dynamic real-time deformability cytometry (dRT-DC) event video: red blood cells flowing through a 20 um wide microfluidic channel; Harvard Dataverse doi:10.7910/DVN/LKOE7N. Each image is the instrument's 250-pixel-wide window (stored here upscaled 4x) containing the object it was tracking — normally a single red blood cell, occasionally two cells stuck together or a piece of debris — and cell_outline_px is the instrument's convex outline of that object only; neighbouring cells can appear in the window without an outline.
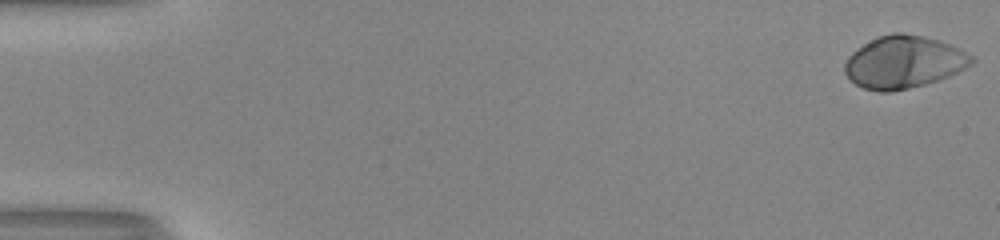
{"species": "human", "species_latin": "Homo sapiens", "temperature_condition": "room temperature", "stored_images_in_passage": 53, "camera_frame_rate_fps": 3000, "um_per_image_px": 0.085, "donor": {"sex": "male"}, "frame": {"image": 1, "passage_image": 1, "time_ms": 0.0, "image_size_px": [1000, 240], "cell_outline_px": [[976, 60], [972, 64], [948, 76], [924, 84], [892, 92], [880, 92], [864, 88], [856, 84], [844, 72], [844, 64], [848, 56], [856, 48], [880, 36], [892, 32], [904, 32], [940, 40], [960, 48], [972, 56]], "centroid_in_image_um": [76.81, 5.26], "position_along_channel_um": 8.2, "area_um2": 38.61}}
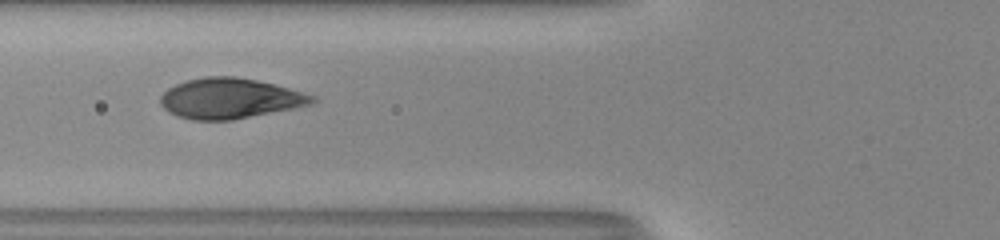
{"frame": {"image": 2, "passage_image": 22, "time_ms": 7.0, "image_size_px": [1000, 240], "cell_outline_px": [[316, 100], [312, 104], [296, 108], [232, 120], [192, 120], [176, 116], [168, 112], [160, 104], [160, 96], [168, 88], [176, 84], [188, 80], [204, 76], [232, 76], [256, 80], [288, 88], [316, 96]], "centroid_in_image_um": [19.52, 8.37], "position_along_channel_um": 106.3, "area_um2": 35.72}}
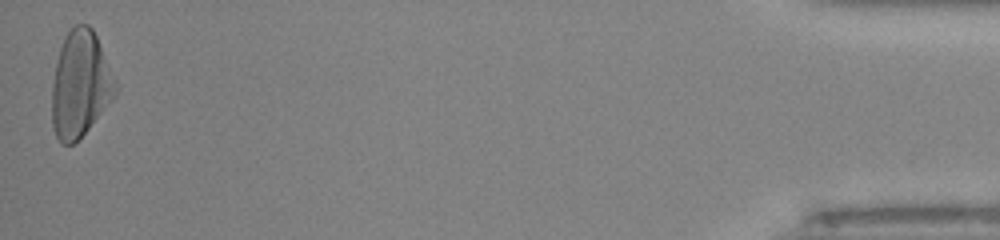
{"frame": {"image": 3, "passage_image": 53, "time_ms": 17.333, "image_size_px": [1000, 240], "cell_outline_px": [[116, 92], [88, 128], [72, 144], [60, 144], [52, 128], [52, 84], [56, 64], [60, 48], [68, 32], [76, 24], [88, 24], [92, 28], [96, 36], [116, 84]], "centroid_in_image_um": [6.77, 7.17], "position_along_channel_um": 428.4, "area_um2": 38.21}, "authors_computed_cell_mechanics": {"area_um2": 37.2232, "velocity_mm_per_s": 4.0165, "shape_relaxation_time_tau1_ms": 2.7999, "shape_relaxation_time_tau2_ms": null, "deformation_change_tau1": 0.2059, "deformation_change_tau2": null}}